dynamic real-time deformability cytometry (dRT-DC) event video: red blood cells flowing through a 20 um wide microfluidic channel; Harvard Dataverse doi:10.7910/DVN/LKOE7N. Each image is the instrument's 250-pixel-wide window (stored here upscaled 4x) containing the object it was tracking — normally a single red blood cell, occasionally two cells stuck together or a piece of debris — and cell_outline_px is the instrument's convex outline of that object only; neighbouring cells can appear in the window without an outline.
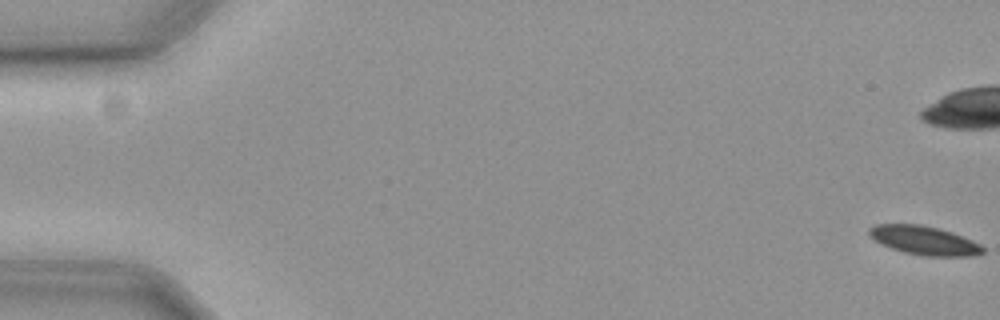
{"species": "common noctule bat (a hibernating species)", "species_latin": "Nyctalus noctula", "temperature_condition": "cold", "stored_images_in_passage": 60, "camera_frame_rate_fps": 3000, "um_per_image_px": 0.085, "animal": {"sex": "female", "body_mass_g": 19.3, "forearm_length_mm": 54.1}, "frame": {"image": 1, "passage_image": 1, "time_ms": 0.0, "image_size_px": [1000, 320], "cell_outline_px": [[984, 252], [972, 256], [924, 256], [904, 252], [892, 248], [876, 240], [868, 232], [868, 228], [876, 224], [920, 224], [952, 232], [972, 240], [980, 244], [984, 248]], "centroid_in_image_um": [78.58, 20.43], "position_along_channel_um": 6.4, "area_um2": 18.84}, "authors_computed_cell_mechanics": {"area_um2": 20.3456, "velocity_mm_per_s": 3.6175, "shape_relaxation_time_tau1_ms": 3.586, "shape_relaxation_time_tau2_ms": null, "deformation_change_tau1": 0.0779, "deformation_change_tau2": null}}